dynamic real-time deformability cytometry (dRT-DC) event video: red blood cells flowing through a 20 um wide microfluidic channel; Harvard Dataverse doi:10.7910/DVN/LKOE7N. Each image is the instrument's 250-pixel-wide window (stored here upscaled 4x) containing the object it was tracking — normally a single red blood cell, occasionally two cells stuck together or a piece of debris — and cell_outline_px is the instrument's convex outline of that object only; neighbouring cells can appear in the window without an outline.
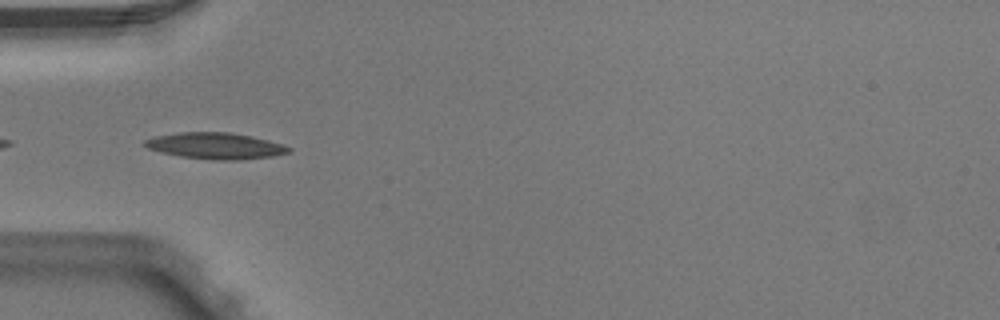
{"species": "Egyptian fruit bat (a non-hibernating species)", "species_latin": "Rousettus aegyptiacus", "temperature_condition": "warm", "stored_images_in_passage": 3, "camera_frame_rate_fps": 3000, "um_per_image_px": 0.085, "animal": {"sex": "male"}, "frame": {"image": 1, "passage_image": 3, "time_ms": 0.667, "image_size_px": [1000, 320], "cell_outline_px": [[292, 152], [272, 156], [240, 160], [212, 160], [180, 156], [160, 152], [148, 148], [140, 144], [144, 140], [156, 136], [180, 132], [228, 132], [252, 136], [268, 140], [292, 148]], "centroid_in_image_um": [18.3, 12.4], "position_along_channel_um": 66.7, "area_um2": 22.14}}